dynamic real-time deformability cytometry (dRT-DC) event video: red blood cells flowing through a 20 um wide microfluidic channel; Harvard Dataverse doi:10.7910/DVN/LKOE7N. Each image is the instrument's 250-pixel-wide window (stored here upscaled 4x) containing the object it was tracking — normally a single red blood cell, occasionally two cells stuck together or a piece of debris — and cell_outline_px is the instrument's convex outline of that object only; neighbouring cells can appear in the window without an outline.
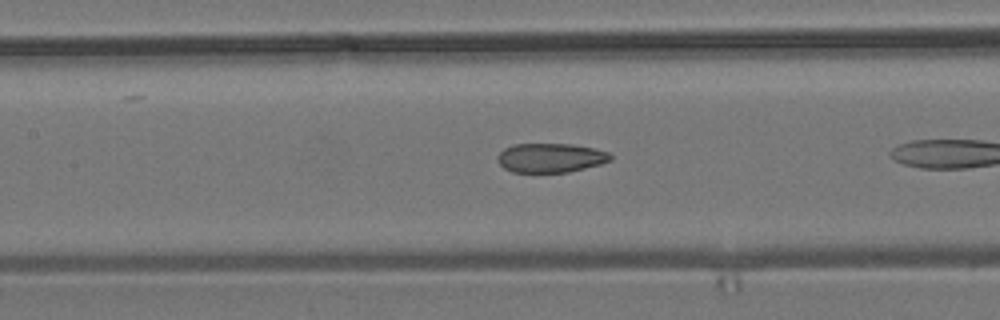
{"species": "common noctule bat (a hibernating species)", "species_latin": "Nyctalus noctula", "temperature_condition": "room temperature", "stored_images_in_passage": 25, "camera_frame_rate_fps": 3000, "um_per_image_px": 0.085, "animal": {"sex": "male", "body_mass_g": 19.2, "forearm_length_mm": 51.8}, "frame": {"image": 1, "passage_image": 8, "time_ms": 2.333, "image_size_px": [1000, 320], "cell_outline_px": [[612, 160], [600, 164], [568, 172], [512, 172], [504, 168], [496, 160], [496, 156], [504, 148], [512, 144], [572, 144], [592, 148], [608, 152], [612, 156]], "centroid_in_image_um": [46.76, 13.41], "position_along_channel_um": 160.6, "area_um2": 19.25}}
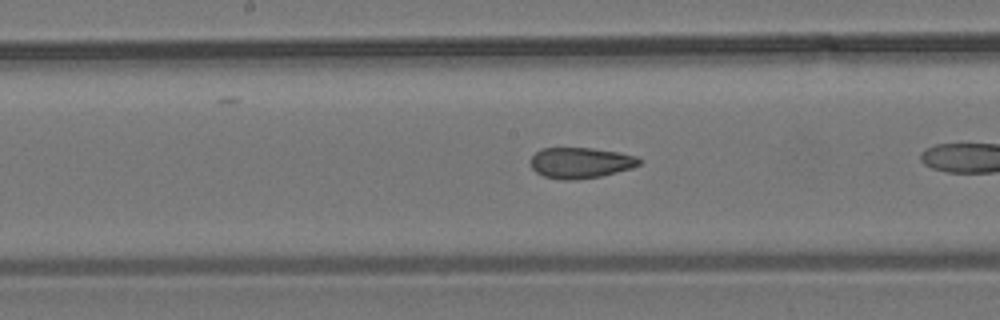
{"frame": {"image": 2, "passage_image": 11, "time_ms": 3.333, "image_size_px": [1000, 320], "cell_outline_px": [[644, 160], [640, 164], [632, 168], [600, 176], [576, 180], [564, 180], [544, 176], [536, 172], [532, 168], [532, 156], [540, 148], [592, 148], [620, 152], [636, 156]], "centroid_in_image_um": [49.38, 13.83], "position_along_channel_um": 198.8, "area_um2": 19.54}}